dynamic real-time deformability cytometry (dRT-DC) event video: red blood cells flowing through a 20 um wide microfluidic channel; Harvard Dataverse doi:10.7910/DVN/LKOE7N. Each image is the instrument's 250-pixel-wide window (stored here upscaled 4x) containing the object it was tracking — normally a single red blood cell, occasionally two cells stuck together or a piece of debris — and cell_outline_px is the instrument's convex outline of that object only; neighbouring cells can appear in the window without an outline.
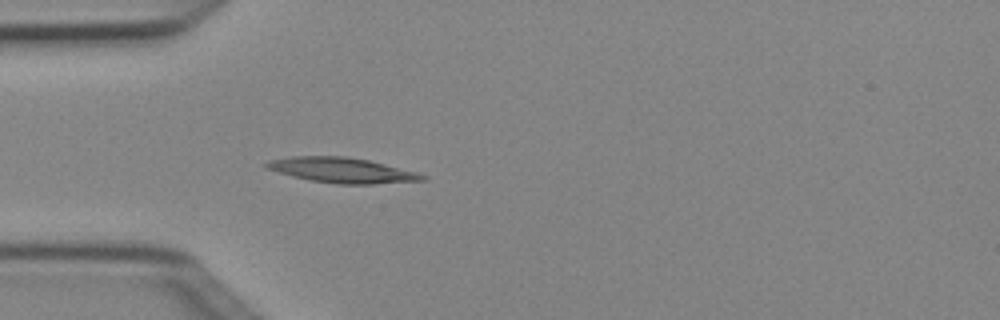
{"species": "Egyptian fruit bat (a non-hibernating species)", "species_latin": "Rousettus aegyptiacus", "temperature_condition": "cold", "stored_images_in_passage": 1, "camera_frame_rate_fps": 3000, "um_per_image_px": 0.085, "animal": {"sex": "female"}, "frame": {"image": 1, "passage_image": 1, "time_ms": 0.0, "image_size_px": [1000, 320], "cell_outline_px": [[428, 180], [372, 184], [336, 184], [312, 180], [292, 176], [264, 168], [260, 164], [268, 160], [292, 156], [344, 156], [368, 160], [416, 172], [428, 176]], "centroid_in_image_um": [29.02, 14.46], "position_along_channel_um": 56.0, "area_um2": 22.95}}